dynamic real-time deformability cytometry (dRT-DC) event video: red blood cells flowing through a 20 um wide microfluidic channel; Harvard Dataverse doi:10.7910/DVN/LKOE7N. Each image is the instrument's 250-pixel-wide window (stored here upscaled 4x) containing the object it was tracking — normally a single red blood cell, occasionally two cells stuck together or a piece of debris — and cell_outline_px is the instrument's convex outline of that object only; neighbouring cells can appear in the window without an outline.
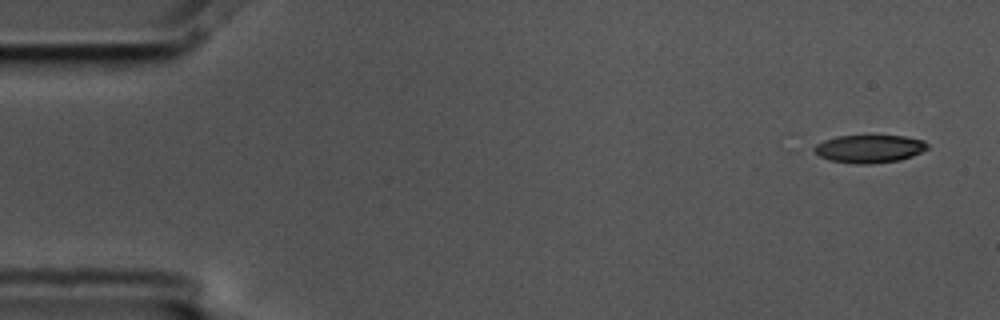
{"species": "common noctule bat (a hibernating species)", "species_latin": "Nyctalus noctula", "temperature_condition": "cold", "stored_images_in_passage": 7, "camera_frame_rate_fps": 3000, "um_per_image_px": 0.085, "animal": {"sex": "male", "body_mass_g": 17.5, "forearm_length_mm": 52.3}, "frame": {"image": 1, "passage_image": 1, "time_ms": 0.0, "image_size_px": [1000, 320], "cell_outline_px": [[928, 148], [912, 156], [900, 160], [868, 164], [856, 164], [828, 160], [820, 156], [812, 148], [816, 144], [824, 140], [836, 136], [904, 136], [924, 140], [928, 144]], "centroid_in_image_um": [73.89, 12.65], "position_along_channel_um": 11.1, "area_um2": 18.38}}
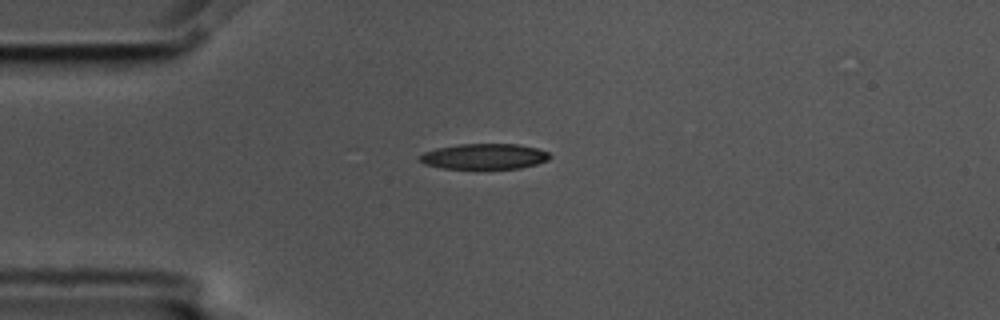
{"frame": {"image": 2, "passage_image": 4, "time_ms": 1.0, "image_size_px": [1000, 320], "cell_outline_px": [[552, 156], [548, 160], [536, 164], [520, 168], [440, 168], [424, 164], [420, 160], [420, 156], [424, 152], [436, 148], [460, 144], [516, 144], [536, 148], [548, 152]], "centroid_in_image_um": [41.17, 13.29], "position_along_channel_um": 43.8, "area_um2": 19.19}}